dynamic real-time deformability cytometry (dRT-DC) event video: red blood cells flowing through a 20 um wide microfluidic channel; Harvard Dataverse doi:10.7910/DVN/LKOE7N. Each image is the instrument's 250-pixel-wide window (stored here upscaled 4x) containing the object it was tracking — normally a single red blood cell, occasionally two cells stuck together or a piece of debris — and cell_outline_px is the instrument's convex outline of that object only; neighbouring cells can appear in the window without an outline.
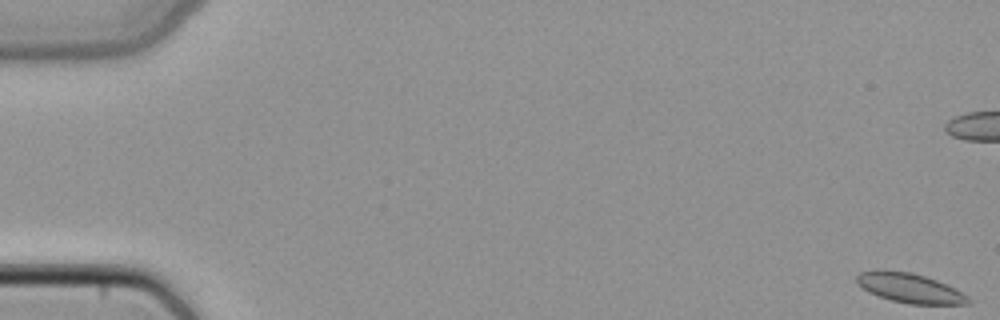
{"species": "common noctule bat (a hibernating species)", "species_latin": "Nyctalus noctula", "temperature_condition": "cold", "stored_images_in_passage": 51, "camera_frame_rate_fps": 3000, "um_per_image_px": 0.085, "animal": {"sex": "female", "body_mass_g": 22.7, "forearm_length_mm": 54.2}, "frame": {"image": 1, "passage_image": 1, "time_ms": 0.0, "image_size_px": [1000, 320], "cell_outline_px": [[972, 304], [908, 304], [892, 300], [868, 292], [856, 280], [856, 276], [860, 272], [876, 268], [912, 272], [936, 280], [956, 288], [968, 296], [972, 300]], "centroid_in_image_um": [77.35, 24.46], "position_along_channel_um": 7.6, "area_um2": 19.42}}
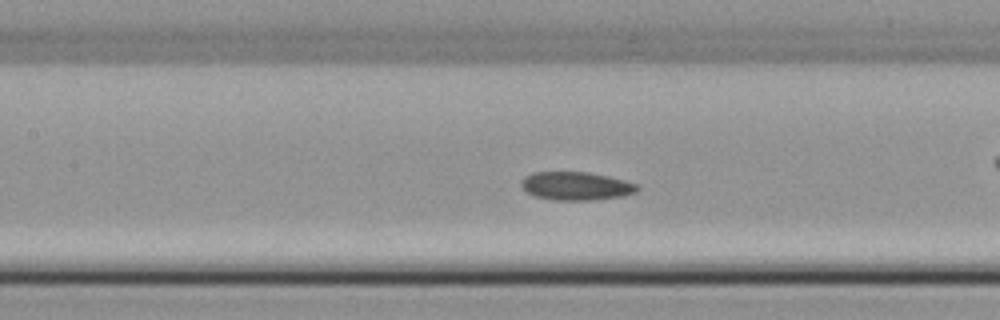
{"frame": {"image": 2, "passage_image": 24, "time_ms": 7.667, "image_size_px": [1000, 320], "cell_outline_px": [[640, 188], [636, 192], [624, 196], [592, 200], [552, 200], [536, 196], [528, 192], [520, 184], [524, 176], [532, 172], [588, 172], [608, 176], [624, 180], [636, 184]], "centroid_in_image_um": [48.98, 15.81], "position_along_channel_um": 158.4, "area_um2": 19.13}}
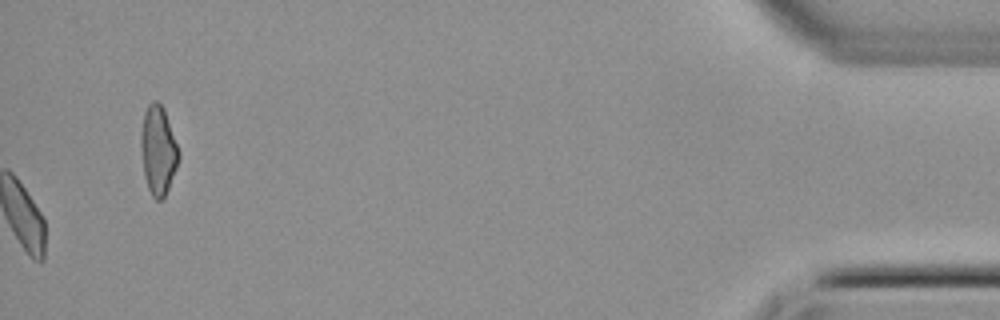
{"frame": {"image": 3, "passage_image": 51, "time_ms": 16.667, "image_size_px": [1000, 320], "cell_outline_px": [[180, 160], [168, 188], [164, 196], [160, 200], [156, 200], [152, 196], [148, 188], [144, 176], [140, 148], [140, 132], [144, 112], [148, 104], [152, 100], [156, 100], [164, 108], [180, 152]], "centroid_in_image_um": [13.43, 12.75], "position_along_channel_um": 421.8, "area_um2": 19.83}}